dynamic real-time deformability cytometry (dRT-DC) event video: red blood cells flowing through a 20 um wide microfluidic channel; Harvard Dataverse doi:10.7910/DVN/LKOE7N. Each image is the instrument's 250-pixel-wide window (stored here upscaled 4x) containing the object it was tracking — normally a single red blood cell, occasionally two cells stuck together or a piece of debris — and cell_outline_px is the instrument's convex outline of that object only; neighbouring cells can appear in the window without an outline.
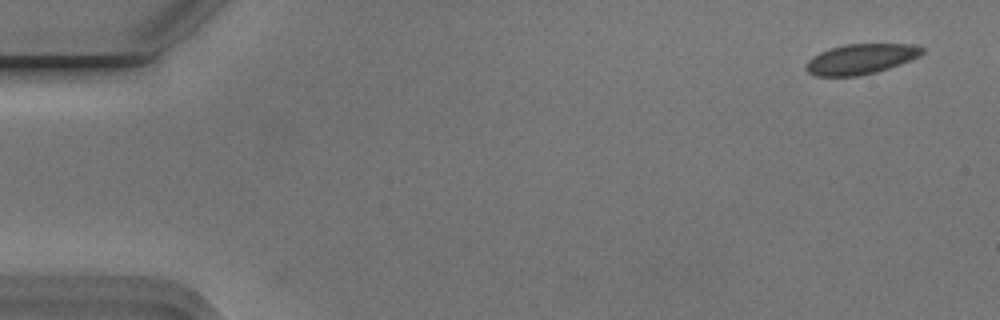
{"species": "Egyptian fruit bat (a non-hibernating species)", "species_latin": "Rousettus aegyptiacus", "temperature_condition": "cold", "stored_images_in_passage": 4, "camera_frame_rate_fps": 3000, "um_per_image_px": 0.085, "animal": {"sex": "male"}, "frame": {"image": 1, "passage_image": 1, "time_ms": 0.0, "image_size_px": [1000, 320], "cell_outline_px": [[924, 52], [920, 56], [900, 64], [876, 72], [856, 76], [816, 76], [808, 72], [804, 68], [804, 64], [812, 56], [820, 52], [844, 44], [912, 44], [924, 48]], "centroid_in_image_um": [73.14, 5.02], "position_along_channel_um": 11.9, "area_um2": 20.46}}
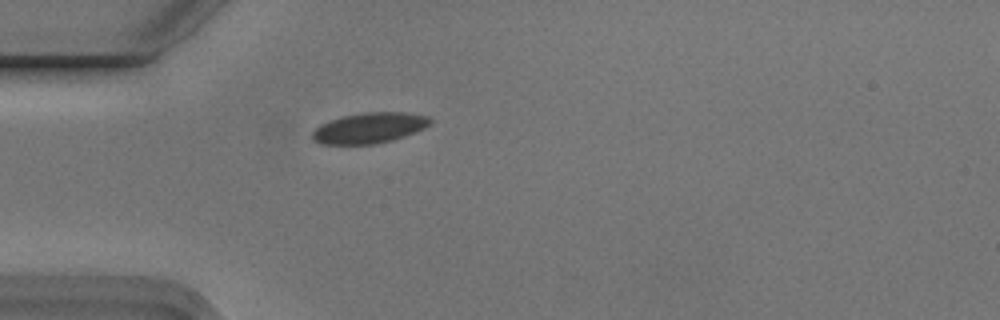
{"frame": {"image": 2, "passage_image": 4, "time_ms": 1.0, "image_size_px": [1000, 320], "cell_outline_px": [[432, 124], [424, 128], [404, 136], [392, 140], [376, 144], [320, 144], [312, 140], [312, 132], [320, 124], [344, 116], [364, 112], [404, 112], [428, 116], [432, 120]], "centroid_in_image_um": [31.4, 10.88], "position_along_channel_um": 53.6, "area_um2": 20.98}}